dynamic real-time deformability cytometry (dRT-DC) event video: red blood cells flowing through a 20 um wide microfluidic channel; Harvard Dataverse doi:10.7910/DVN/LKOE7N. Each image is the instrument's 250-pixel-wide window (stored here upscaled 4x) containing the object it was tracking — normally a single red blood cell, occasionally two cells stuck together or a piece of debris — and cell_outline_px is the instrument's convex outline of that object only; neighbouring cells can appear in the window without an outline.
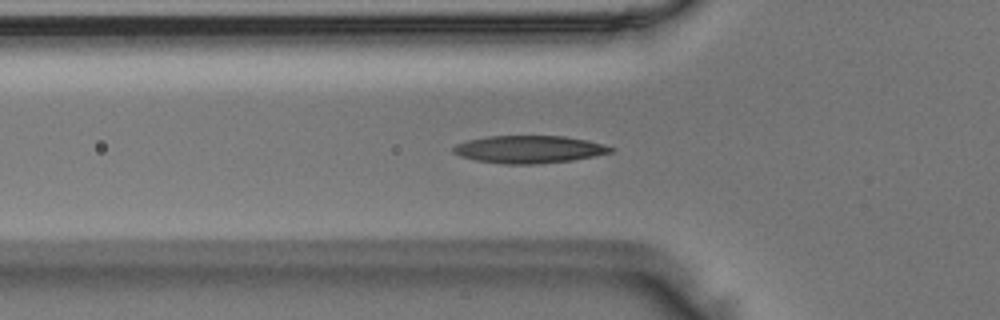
{"species": "Egyptian fruit bat (a non-hibernating species)", "species_latin": "Rousettus aegyptiacus", "temperature_condition": "room temperature", "stored_images_in_passage": 49, "camera_frame_rate_fps": 3000, "um_per_image_px": 0.085, "animal": {"sex": "male"}, "frame": {"image": 1, "passage_image": 16, "time_ms": 5.0, "image_size_px": [1000, 320], "cell_outline_px": [[616, 148], [612, 152], [572, 160], [536, 164], [504, 164], [476, 160], [460, 156], [452, 152], [452, 148], [456, 144], [468, 140], [488, 136], [564, 136], [588, 140]], "centroid_in_image_um": [44.96, 12.69], "position_along_channel_um": 80.8, "area_um2": 25.2}}
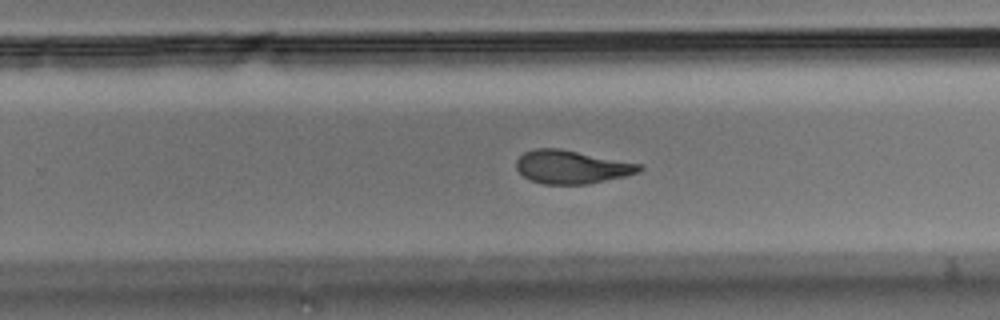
{"frame": {"image": 2, "passage_image": 31, "time_ms": 10.0, "image_size_px": [1000, 320], "cell_outline_px": [[644, 168], [640, 172], [624, 176], [588, 184], [544, 184], [532, 180], [524, 176], [516, 168], [516, 160], [524, 152], [536, 148], [560, 148], [644, 164]], "centroid_in_image_um": [48.63, 14.18], "position_along_channel_um": 281.2, "area_um2": 23.99}}
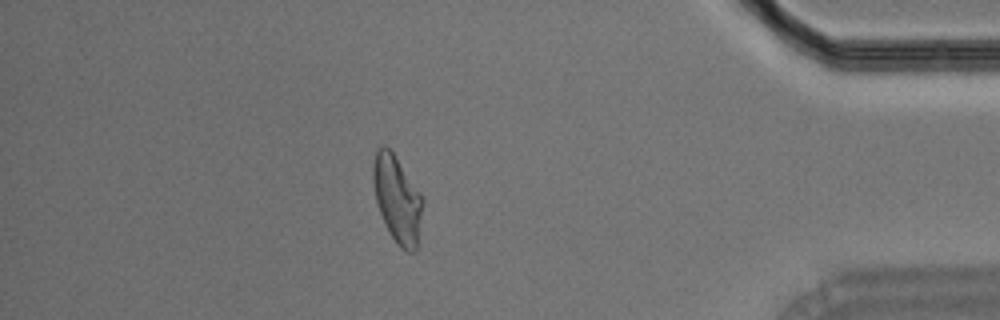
{"frame": {"image": 3, "passage_image": 43, "time_ms": 14.0, "image_size_px": [1000, 320], "cell_outline_px": [[424, 200], [416, 252], [404, 252], [396, 244], [380, 212], [376, 200], [372, 180], [372, 164], [376, 152], [380, 144], [384, 144], [392, 152], [420, 192]], "centroid_in_image_um": [33.77, 16.94], "position_along_channel_um": 401.4, "area_um2": 25.03}}